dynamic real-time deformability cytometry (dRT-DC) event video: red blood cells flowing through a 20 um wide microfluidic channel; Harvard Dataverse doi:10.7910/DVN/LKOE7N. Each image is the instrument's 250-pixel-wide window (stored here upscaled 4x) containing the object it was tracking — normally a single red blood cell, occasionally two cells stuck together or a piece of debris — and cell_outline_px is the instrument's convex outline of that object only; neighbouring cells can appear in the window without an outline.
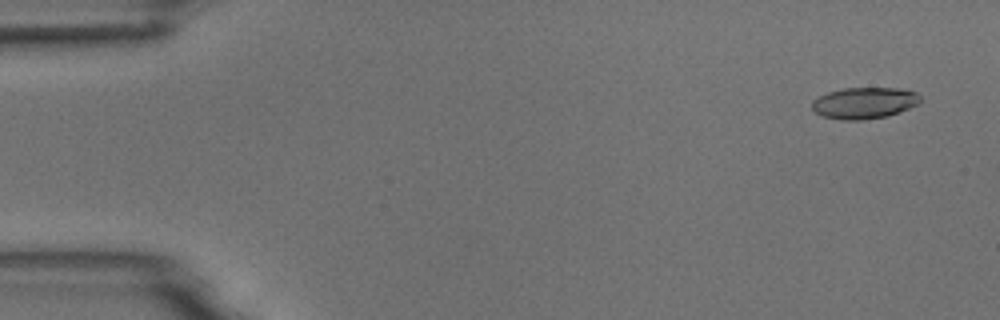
{"species": "common noctule bat (a hibernating species)", "species_latin": "Nyctalus noctula", "temperature_condition": "room temperature", "stored_images_in_passage": 4, "camera_frame_rate_fps": 3000, "um_per_image_px": 0.085, "animal": {"sex": "male", "body_mass_g": 18.8}, "frame": {"image": 1, "passage_image": 1, "time_ms": 0.0, "image_size_px": [1000, 320], "cell_outline_px": [[920, 100], [916, 104], [908, 108], [888, 116], [860, 120], [840, 120], [820, 116], [812, 108], [812, 100], [828, 92], [844, 88], [896, 88], [916, 92], [920, 96]], "centroid_in_image_um": [73.42, 8.76], "position_along_channel_um": 11.6, "area_um2": 19.71}}
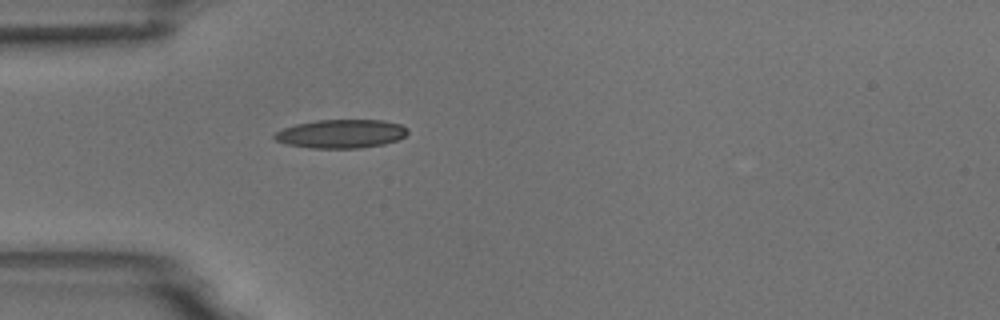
{"frame": {"image": 2, "passage_image": 4, "time_ms": 4.333, "image_size_px": [1000, 320], "cell_outline_px": [[408, 132], [404, 136], [396, 140], [384, 144], [360, 148], [312, 148], [288, 144], [276, 140], [272, 136], [276, 132], [284, 128], [296, 124], [316, 120], [384, 120], [400, 124], [408, 128]], "centroid_in_image_um": [29.01, 11.36], "position_along_channel_um": 56.0, "area_um2": 22.14}}